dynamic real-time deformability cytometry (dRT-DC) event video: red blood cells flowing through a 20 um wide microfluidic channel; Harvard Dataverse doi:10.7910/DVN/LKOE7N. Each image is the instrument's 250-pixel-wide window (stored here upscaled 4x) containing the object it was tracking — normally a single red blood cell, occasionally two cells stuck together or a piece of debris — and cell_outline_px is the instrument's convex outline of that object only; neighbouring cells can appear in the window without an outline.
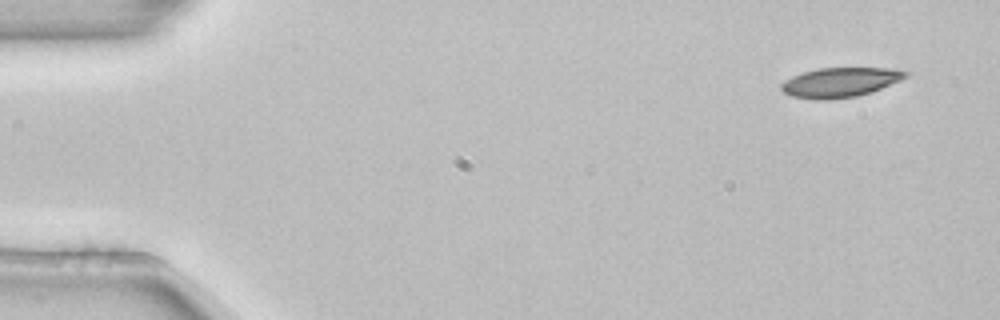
{"species": "common noctule bat (a hibernating species)", "species_latin": "Nyctalus noctula", "temperature_condition": "room temperature", "stored_images_in_passage": 4, "camera_frame_rate_fps": 3000, "um_per_image_px": 0.085, "animal": {"sex": "female", "body_mass_g": 22.7, "forearm_length_mm": 54.2}, "frame": {"image": 1, "passage_image": 1, "time_ms": 0.0, "image_size_px": [1000, 320], "cell_outline_px": [[908, 76], [900, 80], [872, 92], [856, 96], [828, 100], [816, 100], [792, 96], [784, 92], [780, 88], [780, 84], [784, 80], [792, 76], [804, 72], [820, 68], [896, 68], [908, 72]], "centroid_in_image_um": [71.41, 7.0], "position_along_channel_um": 13.6, "area_um2": 21.5}}
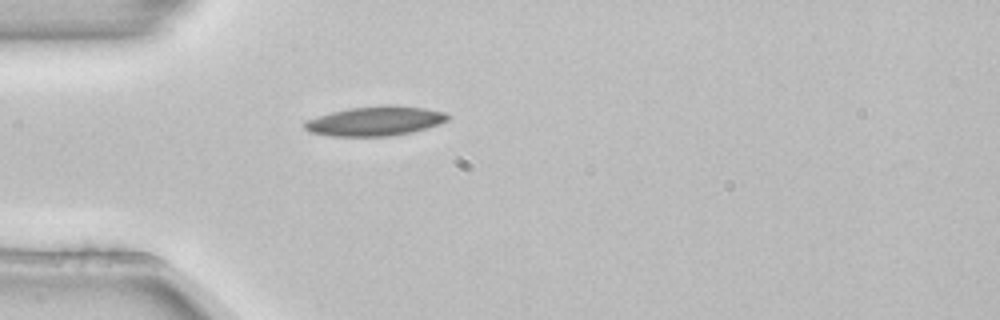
{"frame": {"image": 2, "passage_image": 4, "time_ms": 1.0, "image_size_px": [1000, 320], "cell_outline_px": [[452, 116], [448, 120], [440, 124], [412, 132], [392, 136], [332, 136], [308, 132], [304, 128], [304, 120], [332, 112], [348, 108], [388, 104], [424, 108], [444, 112]], "centroid_in_image_um": [31.9, 10.29], "position_along_channel_um": 53.1, "area_um2": 24.8}}